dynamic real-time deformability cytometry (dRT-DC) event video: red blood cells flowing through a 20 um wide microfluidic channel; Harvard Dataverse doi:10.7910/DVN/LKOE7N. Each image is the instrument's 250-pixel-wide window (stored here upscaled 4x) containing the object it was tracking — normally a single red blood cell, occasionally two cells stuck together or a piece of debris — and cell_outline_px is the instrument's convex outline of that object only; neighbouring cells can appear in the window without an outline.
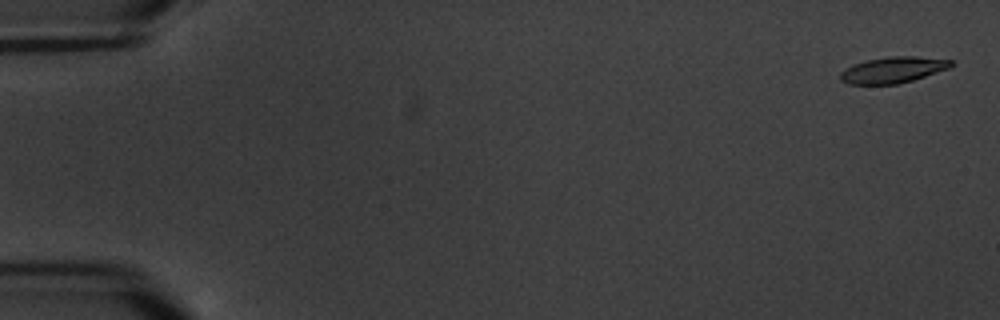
{"species": "common noctule bat (a hibernating species)", "species_latin": "Nyctalus noctula", "temperature_condition": "warm", "stored_images_in_passage": 6, "camera_frame_rate_fps": 3000, "um_per_image_px": 0.085, "animal": {"sex": "male", "body_mass_g": 20.1, "forearm_length_mm": 53.5}, "frame": {"image": 1, "passage_image": 1, "time_ms": 0.0, "image_size_px": [1000, 320], "cell_outline_px": [[952, 64], [948, 68], [912, 80], [896, 84], [848, 84], [840, 80], [840, 72], [856, 64], [868, 60], [888, 56], [916, 56], [952, 60]], "centroid_in_image_um": [75.89, 5.94], "position_along_channel_um": 9.1, "area_um2": 16.47}}
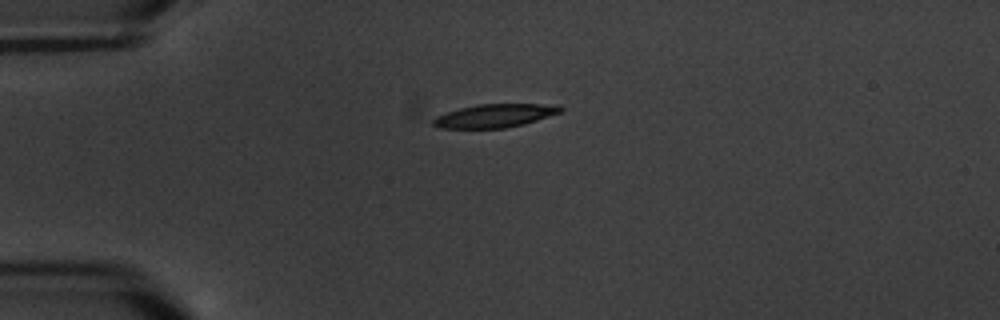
{"frame": {"image": 2, "passage_image": 5, "time_ms": 4.667, "image_size_px": [1000, 320], "cell_outline_px": [[564, 112], [524, 124], [504, 128], [440, 128], [432, 124], [432, 120], [436, 116], [460, 108], [480, 104], [560, 104], [564, 108]], "centroid_in_image_um": [42.14, 9.83], "position_along_channel_um": 42.9, "area_um2": 17.46}}